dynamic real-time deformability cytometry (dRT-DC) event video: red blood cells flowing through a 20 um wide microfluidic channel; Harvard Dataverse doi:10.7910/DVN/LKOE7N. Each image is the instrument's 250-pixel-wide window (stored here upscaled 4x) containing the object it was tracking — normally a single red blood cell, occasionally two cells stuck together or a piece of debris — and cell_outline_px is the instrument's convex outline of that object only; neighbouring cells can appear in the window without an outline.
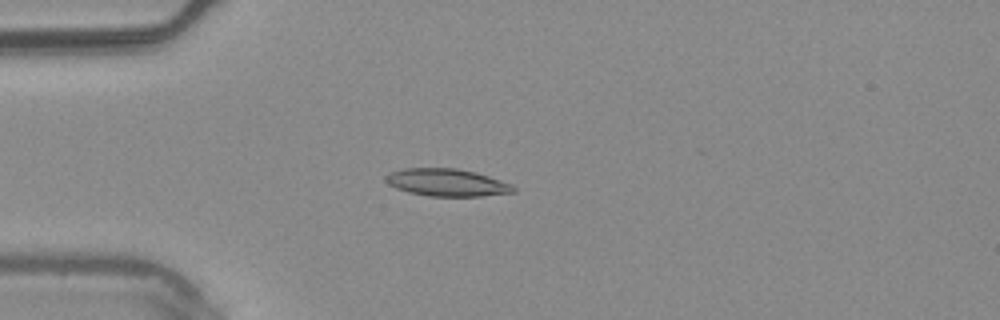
{"species": "common noctule bat (a hibernating species)", "species_latin": "Nyctalus noctula", "temperature_condition": "warm", "stored_images_in_passage": 54, "camera_frame_rate_fps": 3000, "um_per_image_px": 0.085, "animal": {"sex": "male", "body_mass_g": 20.4}, "frame": {"image": 1, "passage_image": 14, "time_ms": 4.333, "image_size_px": [1000, 320], "cell_outline_px": [[516, 192], [480, 196], [428, 196], [408, 192], [396, 188], [388, 184], [384, 180], [384, 176], [392, 172], [404, 168], [456, 168], [476, 172], [512, 184], [516, 188]], "centroid_in_image_um": [37.98, 15.51], "position_along_channel_um": 47.0, "area_um2": 20.46}}
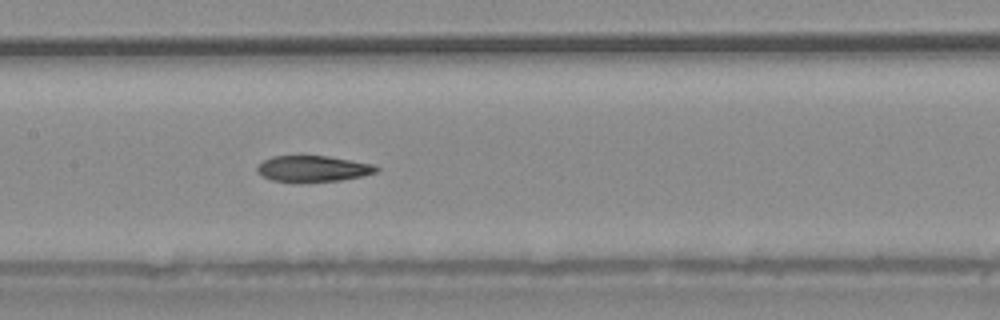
{"frame": {"image": 2, "passage_image": 26, "time_ms": 8.333, "image_size_px": [1000, 320], "cell_outline_px": [[380, 168], [376, 172], [364, 176], [340, 180], [272, 180], [256, 172], [256, 168], [264, 160], [272, 156], [300, 152], [328, 156], [372, 164]], "centroid_in_image_um": [26.58, 14.26], "position_along_channel_um": 180.8, "area_um2": 18.26}}
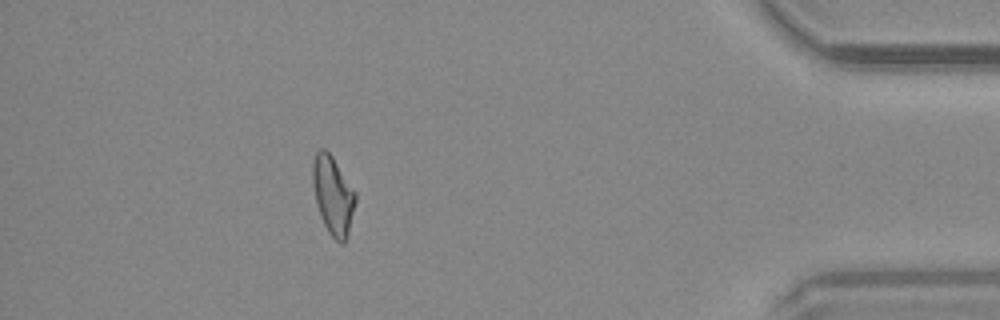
{"frame": {"image": 3, "passage_image": 48, "time_ms": 15.667, "image_size_px": [1000, 320], "cell_outline_px": [[356, 200], [348, 232], [344, 244], [340, 244], [328, 232], [320, 216], [316, 204], [312, 184], [312, 164], [316, 152], [320, 148], [324, 148], [332, 156], [356, 192]], "centroid_in_image_um": [28.29, 16.59], "position_along_channel_um": 406.9, "area_um2": 19.54}, "authors_computed_cell_mechanics": {"area_um2": 19.4786, "velocity_mm_per_s": 3.7458, "shape_relaxation_time_tau1_ms": 9.4821, "shape_relaxation_time_tau2_ms": 3.8306, "deformation_change_tau1": 0.2198, "deformation_change_tau2": 0.1161}}